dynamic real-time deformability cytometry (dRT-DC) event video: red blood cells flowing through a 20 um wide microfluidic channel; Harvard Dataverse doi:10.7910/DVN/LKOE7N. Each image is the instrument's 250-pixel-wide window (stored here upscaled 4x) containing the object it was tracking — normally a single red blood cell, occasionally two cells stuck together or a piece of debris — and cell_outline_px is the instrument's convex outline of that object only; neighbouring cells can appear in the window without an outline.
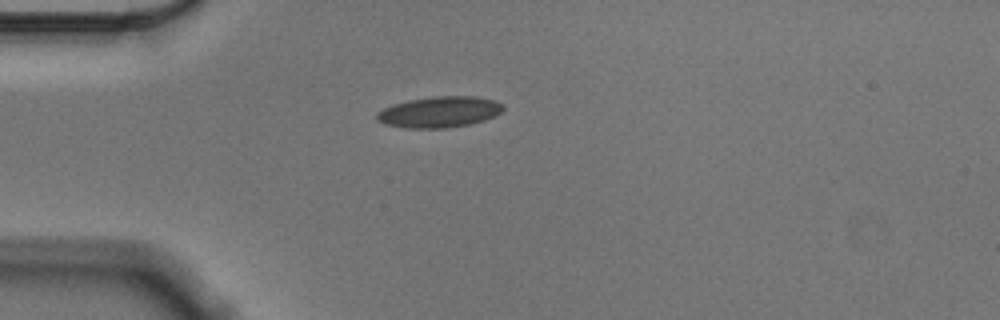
{"species": "Egyptian fruit bat (a non-hibernating species)", "species_latin": "Rousettus aegyptiacus", "temperature_condition": "cold", "stored_images_in_passage": 42, "camera_frame_rate_fps": 3000, "um_per_image_px": 0.085, "animal": {"sex": "male"}, "frame": {"image": 1, "passage_image": 1, "time_ms": 0.0, "image_size_px": [1000, 320], "cell_outline_px": [[504, 108], [496, 116], [484, 120], [468, 124], [444, 128], [408, 128], [384, 124], [376, 120], [376, 112], [392, 104], [408, 100], [432, 96], [476, 96], [496, 100]], "centroid_in_image_um": [37.32, 9.51], "position_along_channel_um": 47.7, "area_um2": 22.89}}
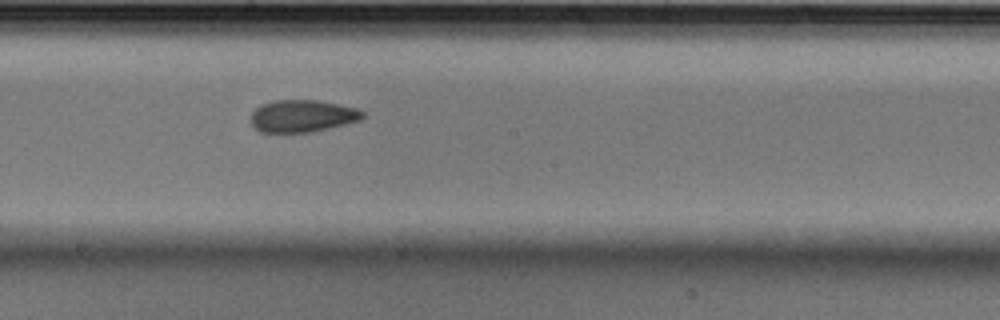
{"frame": {"image": 2, "passage_image": 17, "time_ms": 5.333, "image_size_px": [1000, 320], "cell_outline_px": [[364, 116], [360, 120], [328, 128], [308, 132], [260, 132], [252, 124], [252, 112], [260, 104], [272, 100], [320, 100], [356, 108], [364, 112]], "centroid_in_image_um": [25.69, 9.84], "position_along_channel_um": 222.5, "area_um2": 20.87}}
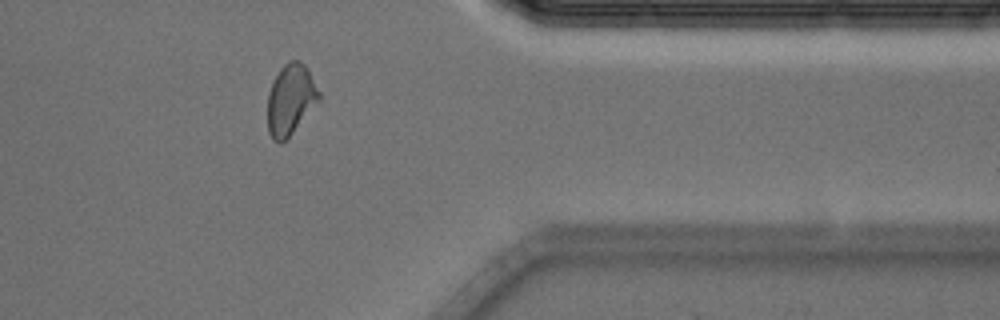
{"frame": {"image": 3, "passage_image": 32, "time_ms": 10.333, "image_size_px": [1000, 320], "cell_outline_px": [[320, 100], [292, 132], [280, 144], [272, 140], [268, 132], [268, 92], [272, 80], [280, 68], [284, 64], [292, 60], [296, 60], [304, 64], [308, 68], [320, 92]], "centroid_in_image_um": [24.69, 8.44], "position_along_channel_um": 386.7, "area_um2": 21.15}, "authors_computed_cell_mechanics": {"area_um2": 21.1259, "velocity_mm_per_s": 3.5454, "shape_relaxation_time_tau1_ms": 9.969, "shape_relaxation_time_tau2_ms": 2.3022, "deformation_change_tau1": 0.1725, "deformation_change_tau2": 0.0797}}